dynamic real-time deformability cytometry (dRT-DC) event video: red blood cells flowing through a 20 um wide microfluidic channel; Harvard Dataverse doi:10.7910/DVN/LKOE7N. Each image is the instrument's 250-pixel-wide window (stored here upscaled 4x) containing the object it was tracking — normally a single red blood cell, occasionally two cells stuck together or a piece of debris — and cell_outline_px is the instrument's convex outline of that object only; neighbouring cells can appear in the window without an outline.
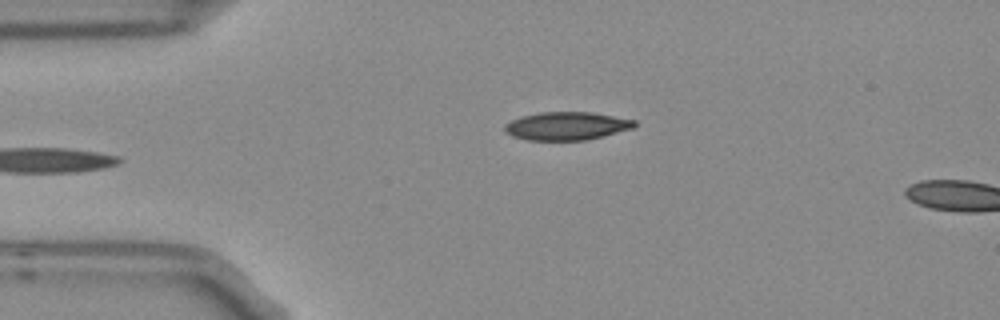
{"species": "Egyptian fruit bat (a non-hibernating species)", "species_latin": "Rousettus aegyptiacus", "temperature_condition": "room temperature", "stored_images_in_passage": 4, "camera_frame_rate_fps": 3000, "um_per_image_px": 0.085, "frame": {"image": 1, "passage_image": 4, "time_ms": 1.0, "image_size_px": [1000, 320], "cell_outline_px": [[636, 124], [632, 128], [588, 140], [528, 140], [512, 136], [504, 128], [504, 124], [520, 116], [540, 112], [592, 112], [636, 120]], "centroid_in_image_um": [48.16, 10.7], "position_along_channel_um": 36.8, "area_um2": 21.21}}